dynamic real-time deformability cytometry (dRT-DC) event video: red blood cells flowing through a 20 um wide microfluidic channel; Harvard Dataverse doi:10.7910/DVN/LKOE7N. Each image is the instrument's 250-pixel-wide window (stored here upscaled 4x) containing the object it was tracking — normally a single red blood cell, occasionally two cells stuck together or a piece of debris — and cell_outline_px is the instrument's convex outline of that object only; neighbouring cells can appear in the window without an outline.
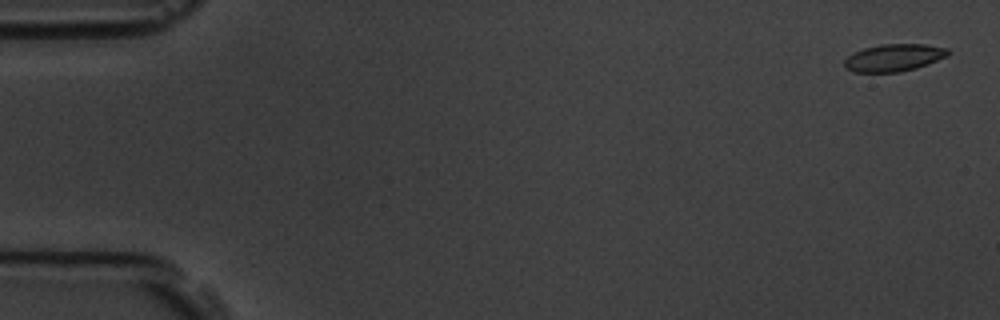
{"species": "common noctule bat (a hibernating species)", "species_latin": "Nyctalus noctula", "temperature_condition": "room temperature", "stored_images_in_passage": 6, "camera_frame_rate_fps": 3000, "um_per_image_px": 0.085, "animal": {"sex": "male", "body_mass_g": 19.5, "forearm_length_mm": 54.6}, "frame": {"image": 1, "passage_image": 1, "time_ms": 0.0, "image_size_px": [1000, 320], "cell_outline_px": [[952, 52], [948, 56], [916, 68], [900, 72], [852, 72], [844, 68], [844, 60], [852, 52], [864, 48], [880, 44], [924, 44], [948, 48]], "centroid_in_image_um": [75.97, 4.9], "position_along_channel_um": 9.0, "area_um2": 16.7}}
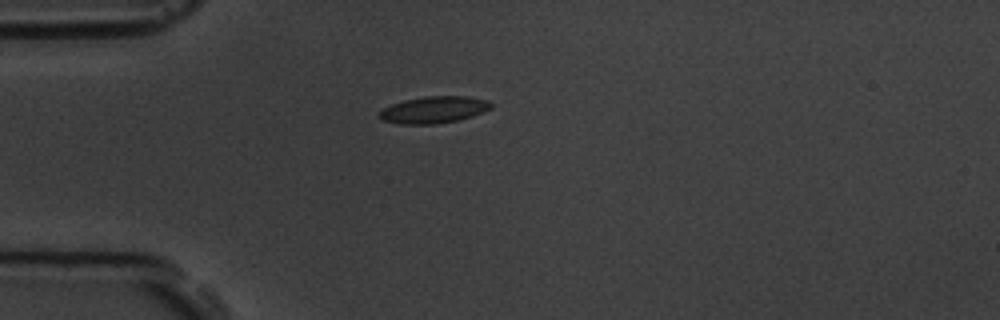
{"frame": {"image": 2, "passage_image": 5, "time_ms": 4.333, "image_size_px": [1000, 320], "cell_outline_px": [[492, 108], [472, 116], [460, 120], [432, 124], [400, 124], [384, 120], [376, 116], [384, 108], [392, 104], [404, 100], [424, 96], [468, 96], [488, 100], [492, 104]], "centroid_in_image_um": [36.89, 9.32], "position_along_channel_um": 48.1, "area_um2": 17.46}}